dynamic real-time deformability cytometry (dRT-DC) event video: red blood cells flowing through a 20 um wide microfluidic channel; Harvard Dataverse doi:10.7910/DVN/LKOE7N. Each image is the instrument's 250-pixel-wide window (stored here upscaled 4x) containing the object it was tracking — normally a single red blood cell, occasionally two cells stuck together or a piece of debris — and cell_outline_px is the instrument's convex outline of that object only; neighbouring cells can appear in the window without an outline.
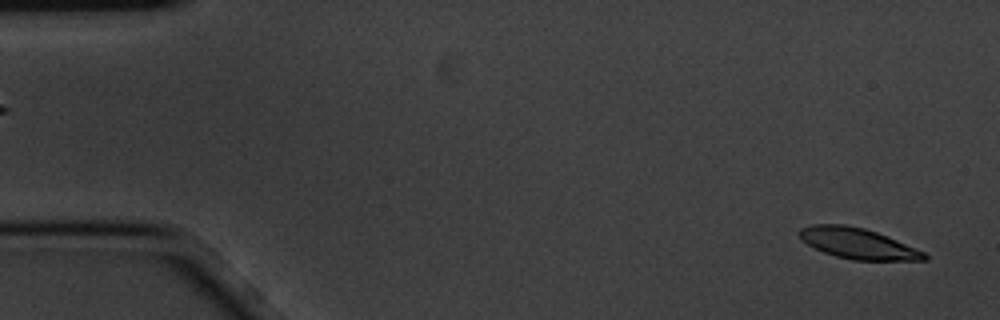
{"species": "common noctule bat (a hibernating species)", "species_latin": "Nyctalus noctula", "temperature_condition": "cold", "stored_images_in_passage": 3, "camera_frame_rate_fps": 3000, "um_per_image_px": 0.085, "animal": {"sex": "male", "body_mass_g": 20.1, "forearm_length_mm": 53.5}, "frame": {"image": 1, "passage_image": 3, "time_ms": 0.667, "image_size_px": [1000, 320], "cell_outline_px": [[928, 260], [852, 260], [836, 256], [824, 252], [800, 240], [796, 232], [800, 228], [812, 224], [844, 224], [864, 228], [888, 236], [916, 248], [924, 252], [928, 256]], "centroid_in_image_um": [72.88, 20.68], "position_along_channel_um": 12.1, "area_um2": 22.43}}